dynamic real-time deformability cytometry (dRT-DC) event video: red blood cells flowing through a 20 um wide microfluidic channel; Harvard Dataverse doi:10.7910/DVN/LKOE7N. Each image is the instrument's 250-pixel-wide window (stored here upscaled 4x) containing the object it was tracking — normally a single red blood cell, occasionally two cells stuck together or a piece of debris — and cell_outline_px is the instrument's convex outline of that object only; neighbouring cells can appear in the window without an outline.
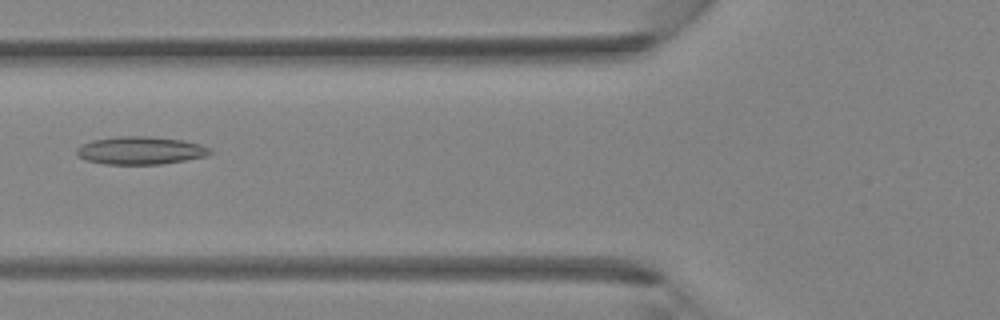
{"species": "Egyptian fruit bat (a non-hibernating species)", "species_latin": "Rousettus aegyptiacus", "temperature_condition": "room temperature", "stored_images_in_passage": 40, "camera_frame_rate_fps": 3000, "um_per_image_px": 0.085, "animal": {"sex": "female"}, "frame": {"image": 1, "passage_image": 16, "time_ms": 5.0, "image_size_px": [1000, 320], "cell_outline_px": [[212, 152], [208, 156], [160, 164], [104, 164], [84, 160], [76, 152], [76, 148], [92, 140], [120, 136], [148, 136], [184, 140], [200, 144], [208, 148]], "centroid_in_image_um": [11.94, 12.79], "position_along_channel_um": 113.9, "area_um2": 21.56}}
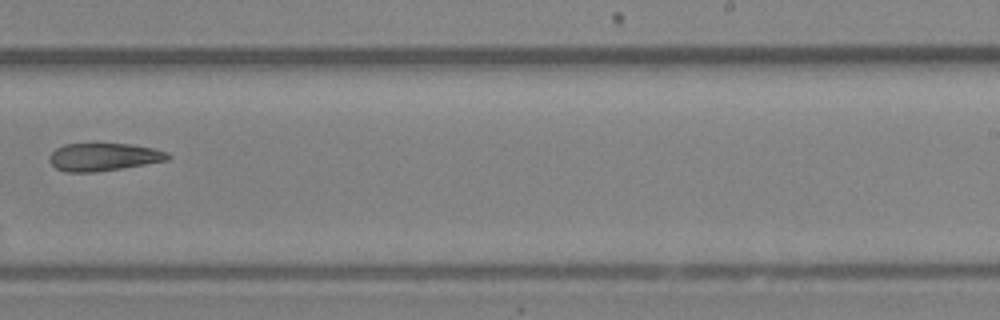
{"frame": {"image": 2, "passage_image": 26, "time_ms": 8.333, "image_size_px": [1000, 320], "cell_outline_px": [[172, 156], [168, 160], [124, 168], [96, 172], [64, 172], [56, 168], [48, 160], [48, 156], [56, 148], [64, 144], [132, 144], [152, 148], [168, 152]], "centroid_in_image_um": [8.8, 13.35], "position_along_channel_um": 280.2, "area_um2": 19.31}}
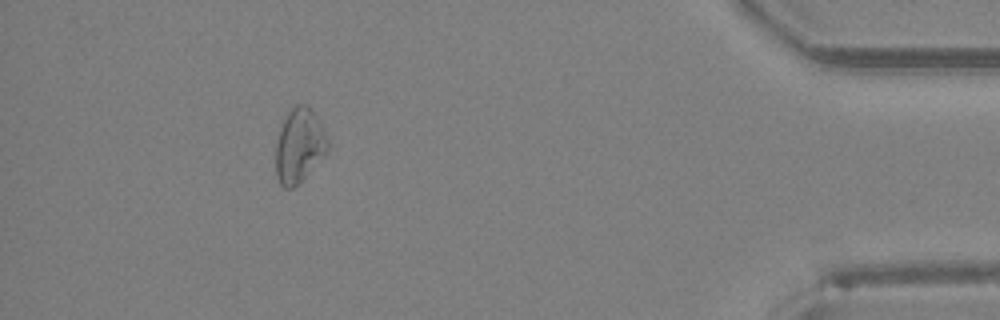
{"frame": {"image": 3, "passage_image": 37, "time_ms": 12.0, "image_size_px": [1000, 320], "cell_outline_px": [[328, 148], [324, 156], [292, 188], [284, 188], [280, 184], [276, 176], [276, 140], [280, 128], [288, 112], [296, 104], [308, 104], [312, 108], [328, 140]], "centroid_in_image_um": [25.42, 12.34], "position_along_channel_um": 409.8, "area_um2": 22.14}}